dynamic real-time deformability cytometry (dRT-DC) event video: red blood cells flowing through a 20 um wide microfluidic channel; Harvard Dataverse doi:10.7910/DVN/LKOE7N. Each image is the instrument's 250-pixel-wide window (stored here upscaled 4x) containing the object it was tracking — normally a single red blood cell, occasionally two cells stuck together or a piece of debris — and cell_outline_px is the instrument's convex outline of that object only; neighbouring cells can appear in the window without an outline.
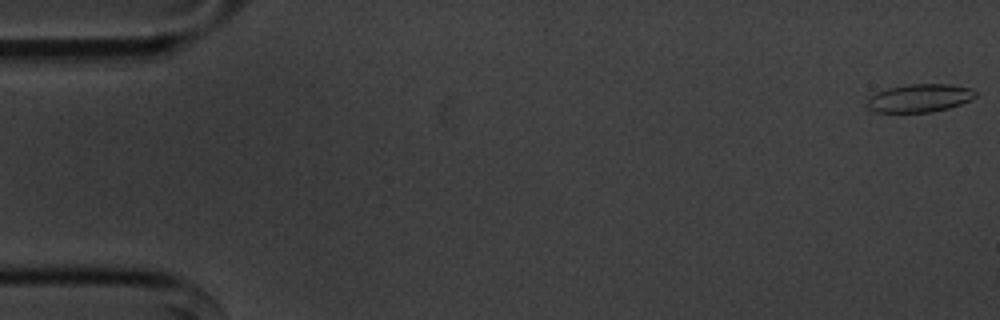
{"species": "common noctule bat (a hibernating species)", "species_latin": "Nyctalus noctula", "temperature_condition": "cold", "stored_images_in_passage": 7, "camera_frame_rate_fps": 3000, "um_per_image_px": 0.085, "animal": {"sex": "male", "body_mass_g": 20.1, "forearm_length_mm": 53.5}, "frame": {"image": 1, "passage_image": 1, "time_ms": 0.0, "image_size_px": [1000, 320], "cell_outline_px": [[976, 96], [960, 104], [948, 108], [932, 112], [876, 112], [868, 108], [868, 96], [876, 92], [888, 88], [908, 84], [948, 84], [972, 88], [976, 92]], "centroid_in_image_um": [78.15, 8.33], "position_along_channel_um": 6.9, "area_um2": 17.69}}